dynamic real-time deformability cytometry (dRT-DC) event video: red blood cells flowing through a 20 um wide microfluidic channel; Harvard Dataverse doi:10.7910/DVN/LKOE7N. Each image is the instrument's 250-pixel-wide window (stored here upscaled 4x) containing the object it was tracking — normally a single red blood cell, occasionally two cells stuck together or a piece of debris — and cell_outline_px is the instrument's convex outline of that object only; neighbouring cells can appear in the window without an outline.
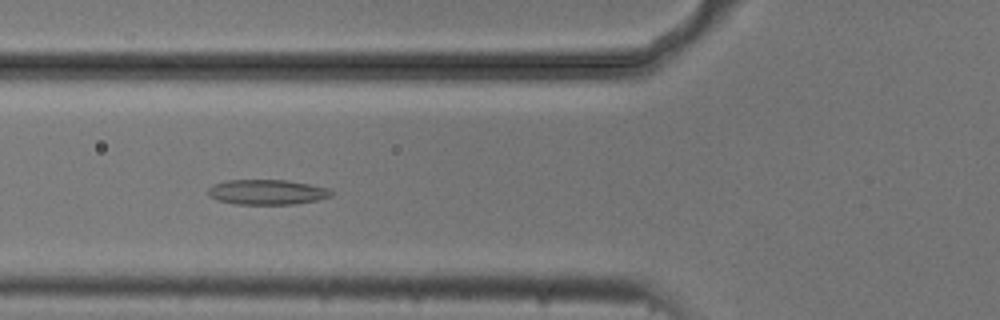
{"species": "common noctule bat (a hibernating species)", "species_latin": "Nyctalus noctula", "temperature_condition": "cold", "stored_images_in_passage": 38, "camera_frame_rate_fps": 3000, "um_per_image_px": 0.085, "animal": {"sex": "male", "body_mass_g": 20.5, "forearm_length_mm": 52.5}, "frame": {"image": 1, "passage_image": 7, "time_ms": 2.0, "image_size_px": [1000, 320], "cell_outline_px": [[332, 196], [316, 200], [296, 204], [236, 204], [216, 200], [208, 196], [208, 188], [212, 184], [228, 180], [288, 180], [328, 188], [332, 192]], "centroid_in_image_um": [22.66, 16.33], "position_along_channel_um": 103.1, "area_um2": 18.03}}
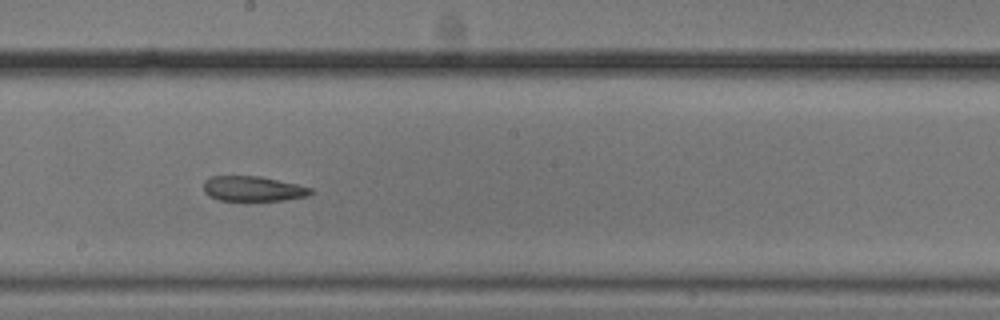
{"frame": {"image": 2, "passage_image": 17, "time_ms": 5.333, "image_size_px": [1000, 320], "cell_outline_px": [[312, 192], [308, 196], [284, 200], [220, 200], [208, 196], [204, 192], [204, 180], [212, 176], [260, 176], [296, 184], [312, 188]], "centroid_in_image_um": [21.48, 16.04], "position_along_channel_um": 226.7, "area_um2": 15.55}}
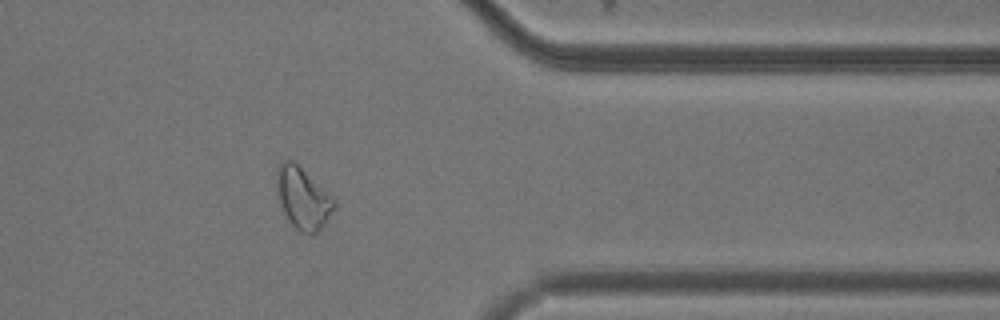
{"frame": {"image": 3, "passage_image": 31, "time_ms": 10.0, "image_size_px": [1000, 320], "cell_outline_px": [[336, 204], [324, 224], [312, 236], [296, 228], [288, 220], [284, 212], [280, 200], [276, 184], [276, 172], [280, 164], [284, 160], [292, 160], [332, 196], [336, 200]], "centroid_in_image_um": [25.74, 16.85], "position_along_channel_um": 385.7, "area_um2": 20.06}}